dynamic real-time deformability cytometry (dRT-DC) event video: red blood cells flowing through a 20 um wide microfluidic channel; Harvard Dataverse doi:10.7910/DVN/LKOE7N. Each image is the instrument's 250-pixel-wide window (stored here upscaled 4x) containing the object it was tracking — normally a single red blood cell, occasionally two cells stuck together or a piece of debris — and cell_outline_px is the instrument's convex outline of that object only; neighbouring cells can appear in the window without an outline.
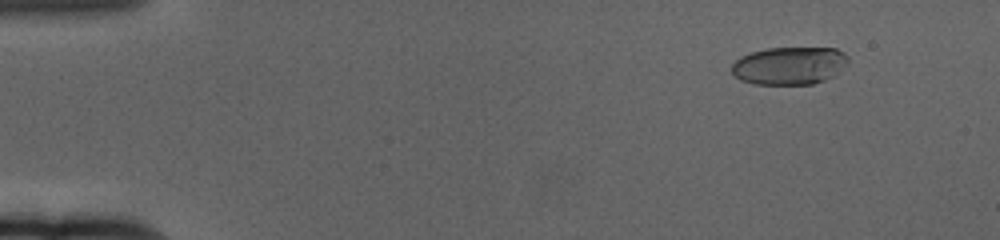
{"species": "human", "species_latin": "Homo sapiens", "temperature_condition": "cold", "stored_images_in_passage": 61, "camera_frame_rate_fps": 3000, "um_per_image_px": 0.085, "donor": {"sex": "female"}, "frame": {"image": 1, "passage_image": 7, "time_ms": 2.0, "image_size_px": [1000, 240], "cell_outline_px": [[848, 64], [832, 76], [824, 80], [812, 84], [756, 84], [740, 80], [732, 72], [732, 64], [740, 56], [748, 52], [768, 48], [836, 48], [844, 52], [848, 56]], "centroid_in_image_um": [67.09, 5.57], "position_along_channel_um": 17.9, "area_um2": 25.72}}
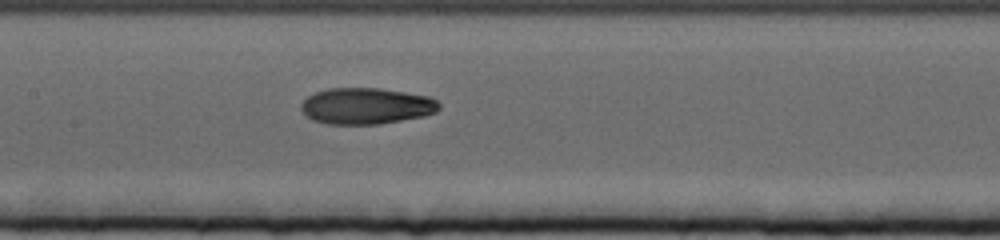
{"frame": {"image": 2, "passage_image": 31, "time_ms": 10.0, "image_size_px": [1000, 240], "cell_outline_px": [[440, 108], [436, 112], [424, 116], [380, 124], [328, 124], [312, 120], [300, 108], [300, 104], [308, 96], [316, 92], [328, 88], [380, 88], [428, 96], [436, 100], [440, 104]], "centroid_in_image_um": [31.14, 9.01], "position_along_channel_um": 176.3, "area_um2": 29.19}}
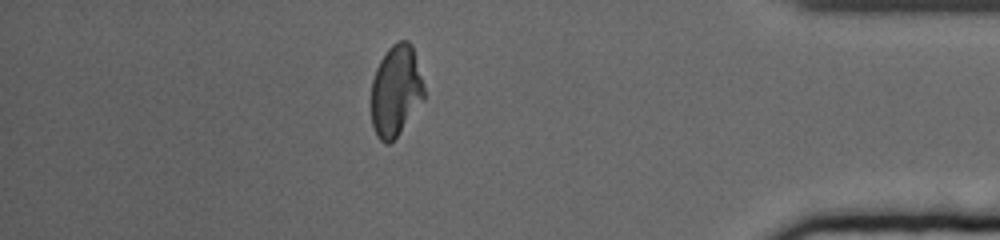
{"frame": {"image": 3, "passage_image": 54, "time_ms": 17.667, "image_size_px": [1000, 240], "cell_outline_px": [[424, 100], [400, 132], [388, 144], [384, 144], [376, 136], [372, 124], [372, 80], [376, 68], [380, 60], [388, 48], [392, 44], [400, 40], [408, 40], [412, 44], [424, 84]], "centroid_in_image_um": [33.65, 7.7], "position_along_channel_um": 401.5, "area_um2": 28.15}, "authors_computed_cell_mechanics": {"area_um2": 28.322, "velocity_mm_per_s": 3.3854, "shape_relaxation_time_tau1_ms": 4.3202, "shape_relaxation_time_tau2_ms": 2.3316, "deformation_change_tau1": 0.1899, "deformation_change_tau2": 0.0706}}